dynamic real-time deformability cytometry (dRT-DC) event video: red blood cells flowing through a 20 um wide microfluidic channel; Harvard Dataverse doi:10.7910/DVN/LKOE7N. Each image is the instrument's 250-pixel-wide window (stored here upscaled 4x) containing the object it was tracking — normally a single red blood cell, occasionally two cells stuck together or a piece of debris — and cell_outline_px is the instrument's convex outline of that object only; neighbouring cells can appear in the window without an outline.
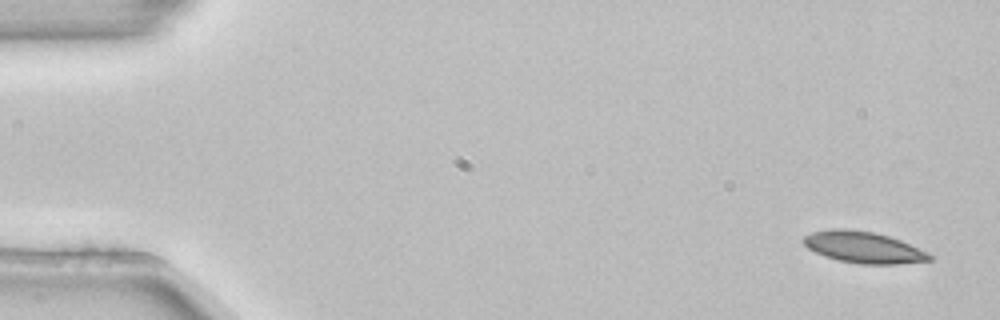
{"species": "common noctule bat (a hibernating species)", "species_latin": "Nyctalus noctula", "temperature_condition": "room temperature", "stored_images_in_passage": 4, "camera_frame_rate_fps": 3000, "um_per_image_px": 0.085, "animal": {"sex": "female", "body_mass_g": 22.7, "forearm_length_mm": 54.2}, "frame": {"image": 1, "passage_image": 1, "time_ms": 0.0, "image_size_px": [1000, 320], "cell_outline_px": [[932, 260], [900, 264], [860, 264], [840, 260], [824, 256], [808, 248], [800, 240], [804, 236], [812, 232], [832, 228], [840, 228], [872, 232], [888, 236], [900, 240], [928, 252], [932, 256]], "centroid_in_image_um": [73.38, 21.02], "position_along_channel_um": 11.6, "area_um2": 23.0}}
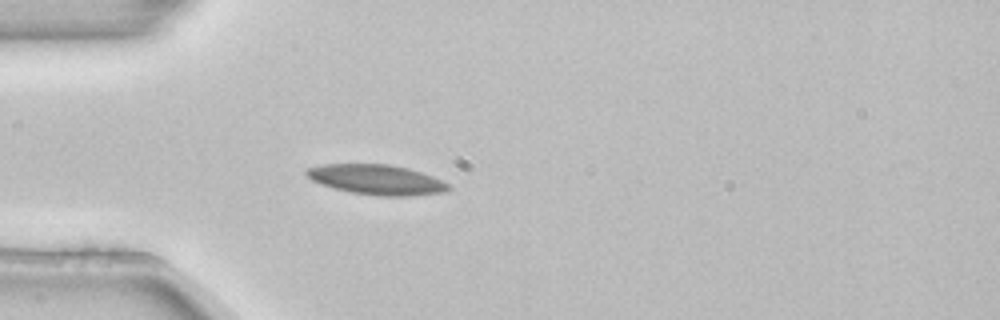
{"frame": {"image": 2, "passage_image": 4, "time_ms": 1.0, "image_size_px": [1000, 320], "cell_outline_px": [[452, 188], [448, 192], [412, 196], [380, 196], [352, 192], [320, 184], [312, 180], [304, 172], [304, 168], [320, 164], [388, 164], [408, 168], [432, 176], [448, 184]], "centroid_in_image_um": [32.01, 15.27], "position_along_channel_um": 53.0, "area_um2": 24.91}}